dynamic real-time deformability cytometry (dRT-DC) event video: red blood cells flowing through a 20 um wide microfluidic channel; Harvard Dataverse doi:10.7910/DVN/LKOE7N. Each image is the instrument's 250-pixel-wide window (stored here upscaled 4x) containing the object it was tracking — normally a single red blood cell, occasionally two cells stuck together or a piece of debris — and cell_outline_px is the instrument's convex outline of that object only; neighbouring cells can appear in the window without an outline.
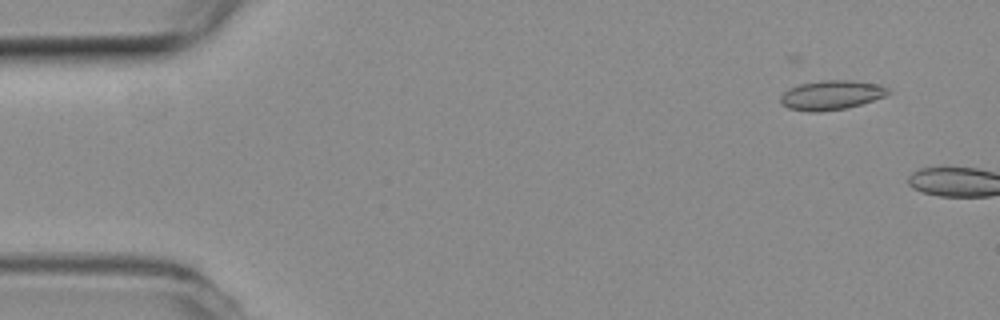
{"species": "common noctule bat (a hibernating species)", "species_latin": "Nyctalus noctula", "temperature_condition": "room temperature", "stored_images_in_passage": 6, "camera_frame_rate_fps": 3000, "um_per_image_px": 0.085, "animal": {"sex": "female", "body_mass_g": 19.3, "forearm_length_mm": 54.1}, "frame": {"image": 1, "passage_image": 4, "time_ms": 1.0, "image_size_px": [1000, 320], "cell_outline_px": [[892, 92], [884, 96], [860, 104], [844, 108], [820, 112], [808, 112], [788, 108], [780, 104], [780, 96], [788, 88], [800, 84], [820, 80], [852, 80], [880, 84], [888, 88]], "centroid_in_image_um": [70.63, 8.07], "position_along_channel_um": 14.4, "area_um2": 18.55}}